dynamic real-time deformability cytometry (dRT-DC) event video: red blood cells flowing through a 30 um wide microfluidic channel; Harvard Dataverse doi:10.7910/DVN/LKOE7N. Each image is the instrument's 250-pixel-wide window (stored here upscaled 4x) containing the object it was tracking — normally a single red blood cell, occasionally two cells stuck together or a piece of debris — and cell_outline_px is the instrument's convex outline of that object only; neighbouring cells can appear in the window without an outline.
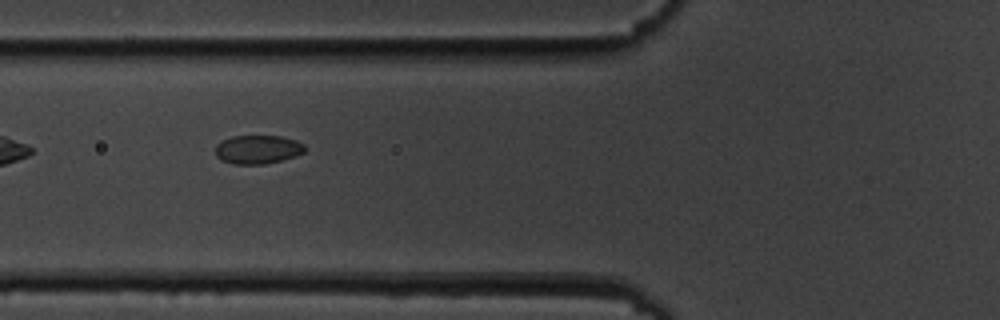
{"species": "common noctule bat (a hibernating species)", "species_latin": "Nyctalus noctula", "temperature_condition": "cold", "stored_images_in_passage": 15, "camera_frame_rate_fps": 3000, "um_per_image_px": 0.085, "animal": {"sex": "male", "body_mass_g": 19.5, "forearm_length_mm": 54.6}, "frame": {"image": 1, "passage_image": 3, "time_ms": 0.667, "image_size_px": [1000, 320], "cell_outline_px": [[308, 148], [304, 152], [296, 156], [264, 164], [232, 164], [220, 160], [216, 156], [216, 144], [232, 136], [280, 136], [296, 140], [304, 144]], "centroid_in_image_um": [21.92, 12.7], "position_along_channel_um": 103.9, "area_um2": 15.03}}
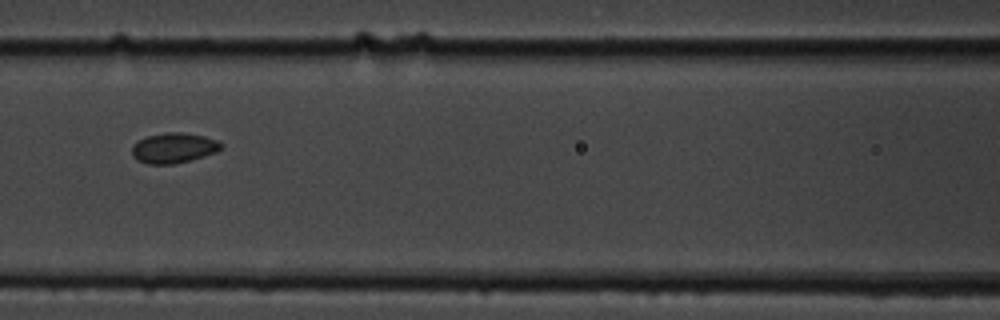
{"frame": {"image": 2, "passage_image": 7, "time_ms": 2.0, "image_size_px": [1000, 320], "cell_outline_px": [[224, 144], [216, 152], [204, 156], [176, 164], [148, 164], [136, 160], [132, 156], [132, 144], [148, 136], [168, 132], [180, 132], [204, 136], [216, 140]], "centroid_in_image_um": [14.74, 12.58], "position_along_channel_um": 151.9, "area_um2": 15.66}}
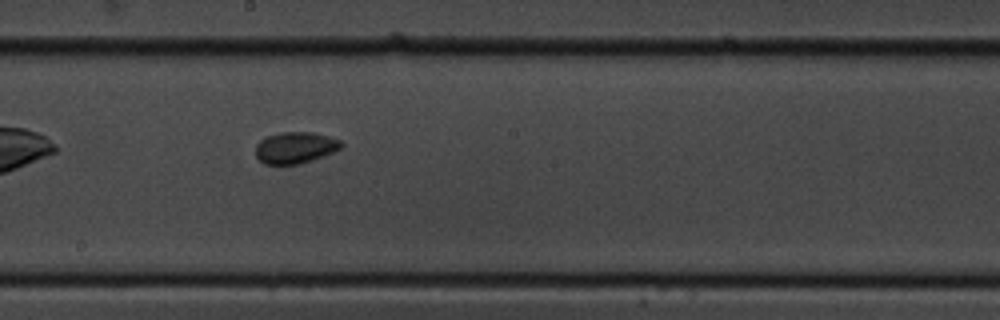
{"frame": {"image": 3, "passage_image": 13, "time_ms": 4.0, "image_size_px": [1000, 320], "cell_outline_px": [[344, 144], [340, 148], [332, 152], [312, 160], [300, 164], [264, 164], [256, 156], [256, 144], [260, 140], [268, 136], [280, 132], [312, 132], [328, 136], [340, 140]], "centroid_in_image_um": [25.09, 12.54], "position_along_channel_um": 223.1, "area_um2": 15.61}}